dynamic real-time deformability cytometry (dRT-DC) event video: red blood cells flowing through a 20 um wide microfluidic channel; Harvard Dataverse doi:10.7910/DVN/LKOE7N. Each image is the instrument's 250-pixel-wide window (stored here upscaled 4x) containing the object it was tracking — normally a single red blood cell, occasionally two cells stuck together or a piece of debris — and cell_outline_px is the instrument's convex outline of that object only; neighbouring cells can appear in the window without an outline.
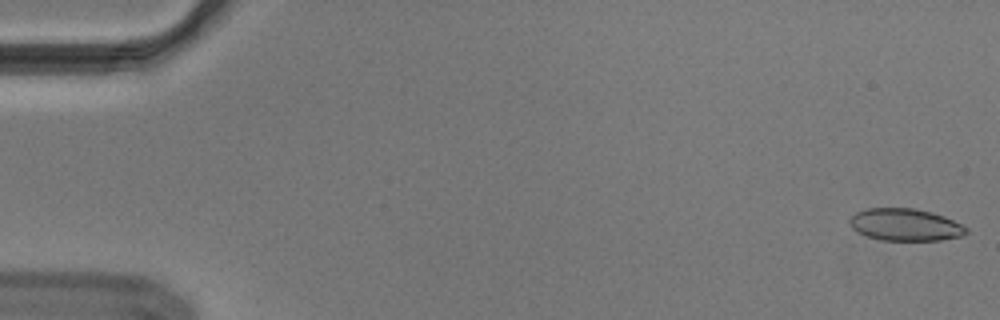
{"species": "Egyptian fruit bat (a non-hibernating species)", "species_latin": "Rousettus aegyptiacus", "temperature_condition": "cold", "stored_images_in_passage": 54, "camera_frame_rate_fps": 3000, "um_per_image_px": 0.085, "animal": {"sex": "male"}, "frame": {"image": 1, "passage_image": 1, "time_ms": 0.0, "image_size_px": [1000, 320], "cell_outline_px": [[968, 232], [960, 236], [940, 240], [880, 240], [856, 232], [848, 224], [848, 220], [856, 212], [868, 208], [912, 208], [932, 212], [944, 216], [968, 228]], "centroid_in_image_um": [76.91, 19.1], "position_along_channel_um": 8.1, "area_um2": 21.85}}
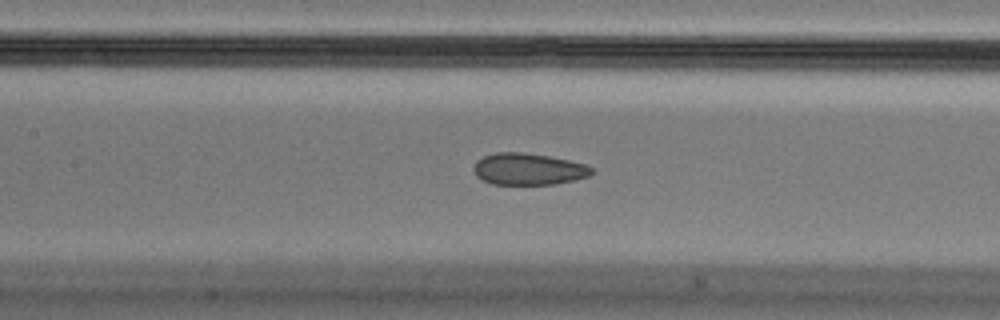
{"frame": {"image": 2, "passage_image": 25, "time_ms": 8.0, "image_size_px": [1000, 320], "cell_outline_px": [[596, 172], [588, 176], [572, 180], [552, 184], [492, 184], [480, 180], [476, 176], [472, 168], [476, 160], [484, 156], [496, 152], [524, 152], [548, 156], [568, 160], [584, 164], [592, 168]], "centroid_in_image_um": [44.86, 14.37], "position_along_channel_um": 162.5, "area_um2": 21.85}}
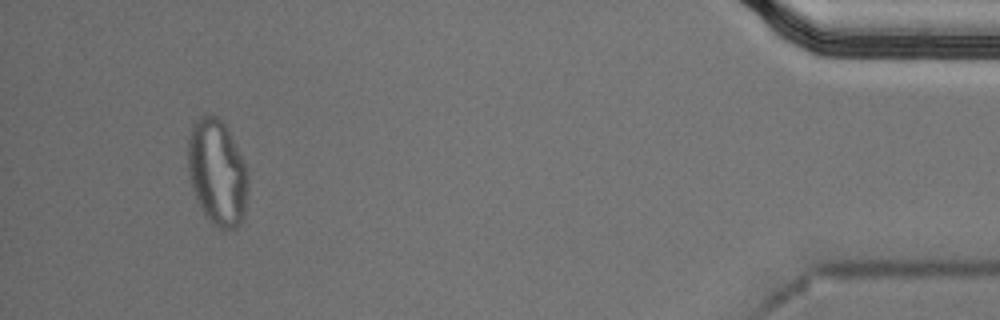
{"frame": {"image": 3, "passage_image": 51, "time_ms": 16.667, "image_size_px": [1000, 320], "cell_outline_px": [[248, 184], [244, 216], [240, 224], [236, 228], [224, 232], [216, 228], [204, 216], [196, 200], [188, 176], [188, 136], [192, 124], [200, 116], [216, 116], [228, 128], [244, 164], [248, 180]], "centroid_in_image_um": [18.44, 14.73], "position_along_channel_um": 416.8, "area_um2": 37.51}, "authors_computed_cell_mechanics": {"area_um2": 22.9755, "velocity_mm_per_s": 3.6873, "shape_relaxation_time_tau1_ms": null, "shape_relaxation_time_tau2_ms": 1.3317, "deformation_change_tau1": null, "deformation_change_tau2": 0.0713}}